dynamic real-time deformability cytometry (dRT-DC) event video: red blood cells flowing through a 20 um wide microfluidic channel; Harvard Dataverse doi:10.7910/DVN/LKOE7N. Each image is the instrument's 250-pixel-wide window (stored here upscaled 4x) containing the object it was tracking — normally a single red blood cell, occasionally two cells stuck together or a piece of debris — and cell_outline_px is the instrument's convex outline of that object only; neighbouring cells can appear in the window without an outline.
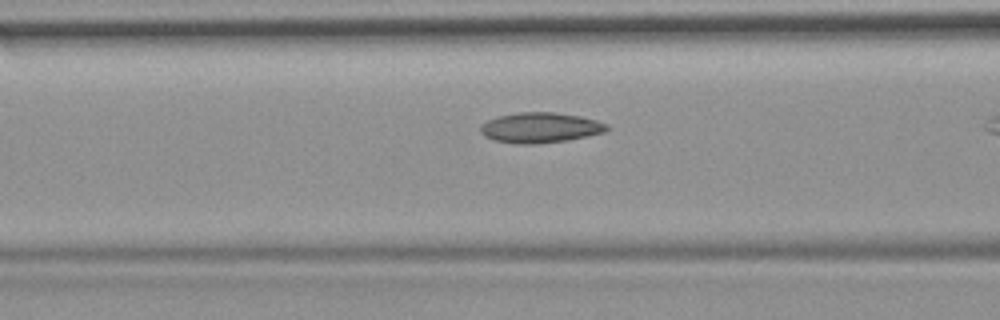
{"species": "common noctule bat (a hibernating species)", "species_latin": "Nyctalus noctula", "temperature_condition": "room temperature", "stored_images_in_passage": 11, "camera_frame_rate_fps": 3000, "um_per_image_px": 0.085, "animal": {"sex": "female", "body_mass_g": 19.9}, "frame": {"image": 1, "passage_image": 5, "time_ms": 1.333, "image_size_px": [1000, 320], "cell_outline_px": [[608, 128], [604, 132], [568, 140], [532, 144], [520, 144], [496, 140], [484, 136], [480, 132], [480, 124], [496, 116], [516, 112], [556, 112], [580, 116], [596, 120], [608, 124]], "centroid_in_image_um": [45.89, 10.83], "position_along_channel_um": 120.7, "area_um2": 22.31}}
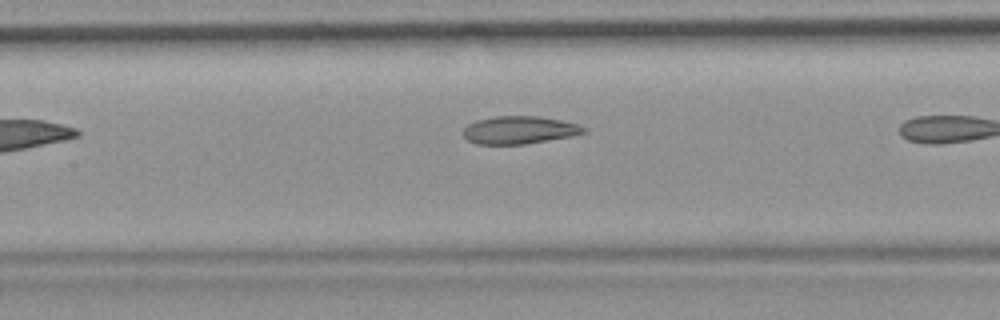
{"frame": {"image": 2, "passage_image": 7, "time_ms": 2.0, "image_size_px": [1000, 320], "cell_outline_px": [[588, 132], [572, 136], [524, 144], [476, 144], [468, 140], [464, 136], [464, 128], [468, 124], [476, 120], [496, 116], [540, 116], [560, 120], [576, 124], [588, 128]], "centroid_in_image_um": [44.16, 11.05], "position_along_channel_um": 163.2, "area_um2": 19.48}}
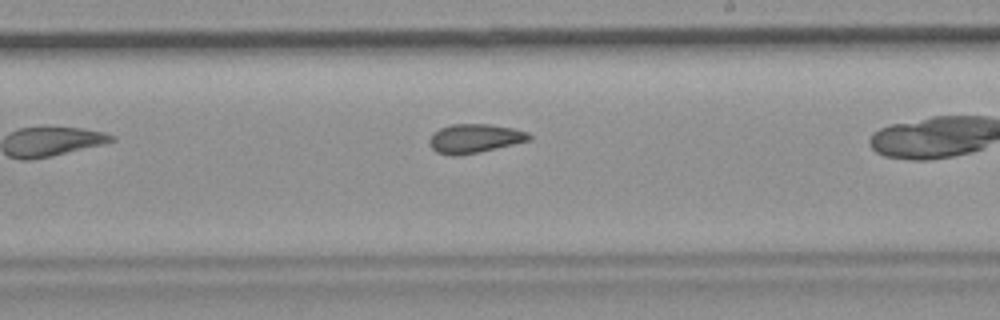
{"frame": {"image": 3, "passage_image": 10, "time_ms": 3.0, "image_size_px": [1000, 320], "cell_outline_px": [[532, 140], [496, 148], [456, 156], [452, 156], [436, 152], [428, 144], [428, 140], [432, 132], [440, 128], [452, 124], [492, 124], [512, 128], [528, 132], [532, 136]], "centroid_in_image_um": [40.32, 11.76], "position_along_channel_um": 248.7, "area_um2": 16.94}}